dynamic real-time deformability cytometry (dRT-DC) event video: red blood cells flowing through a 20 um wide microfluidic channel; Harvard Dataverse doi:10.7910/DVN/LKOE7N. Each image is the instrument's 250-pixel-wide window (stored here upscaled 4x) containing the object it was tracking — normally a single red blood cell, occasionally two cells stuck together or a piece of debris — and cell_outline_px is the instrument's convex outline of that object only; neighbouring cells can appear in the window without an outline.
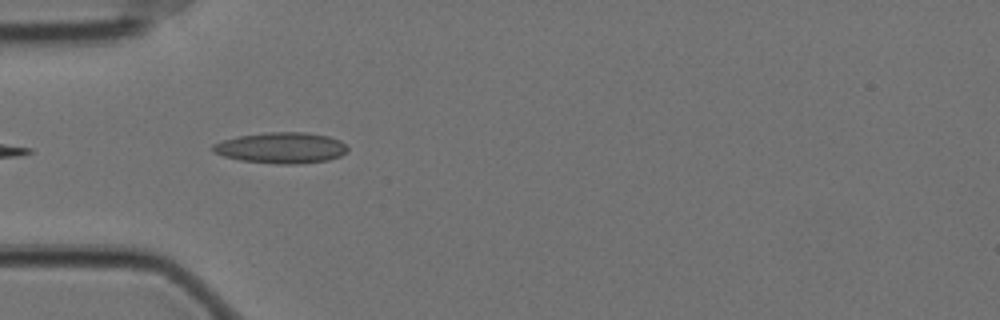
{"species": "Egyptian fruit bat (a non-hibernating species)", "species_latin": "Rousettus aegyptiacus", "temperature_condition": "cold", "stored_images_in_passage": 7, "camera_frame_rate_fps": 3000, "um_per_image_px": 0.085, "animal": {"sex": "female"}, "frame": {"image": 1, "passage_image": 3, "time_ms": 0.667, "image_size_px": [1000, 320], "cell_outline_px": [[348, 152], [340, 156], [328, 160], [296, 164], [276, 164], [240, 160], [224, 156], [212, 152], [212, 144], [220, 140], [236, 136], [264, 132], [308, 132], [328, 136], [340, 140], [348, 148]], "centroid_in_image_um": [23.88, 12.56], "position_along_channel_um": 61.1, "area_um2": 24.62}}
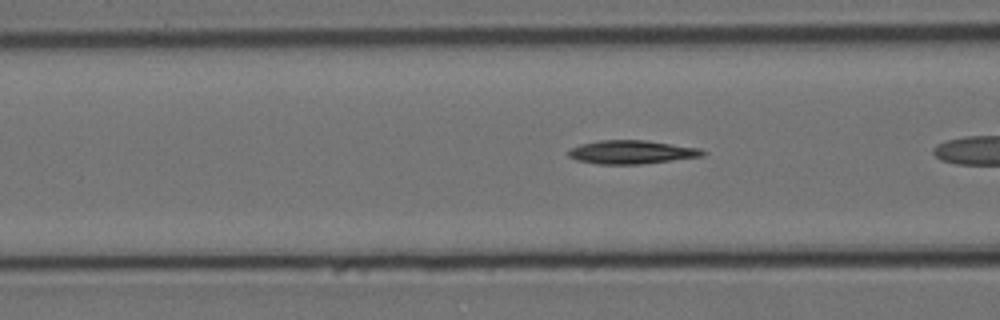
{"frame": {"image": 2, "passage_image": 5, "time_ms": 1.333, "image_size_px": [1000, 320], "cell_outline_px": [[708, 152], [704, 156], [640, 164], [596, 164], [576, 160], [568, 156], [568, 148], [580, 144], [600, 140], [644, 140], [700, 148]], "centroid_in_image_um": [53.66, 12.93], "position_along_channel_um": 112.9, "area_um2": 18.5}}